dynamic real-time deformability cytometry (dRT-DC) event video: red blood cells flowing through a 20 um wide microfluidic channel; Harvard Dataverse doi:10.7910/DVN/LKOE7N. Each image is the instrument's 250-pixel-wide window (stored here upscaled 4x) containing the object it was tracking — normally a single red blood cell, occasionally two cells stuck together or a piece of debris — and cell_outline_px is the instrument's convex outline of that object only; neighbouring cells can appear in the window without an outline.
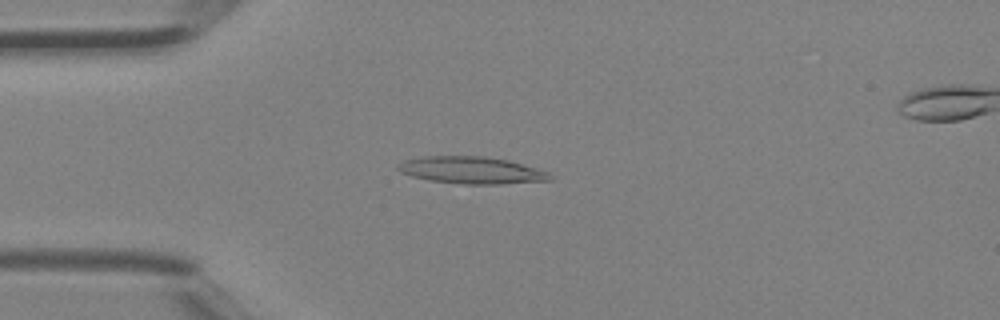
{"species": "Egyptian fruit bat (a non-hibernating species)", "species_latin": "Rousettus aegyptiacus", "temperature_condition": "room temperature", "stored_images_in_passage": 34, "camera_frame_rate_fps": 3000, "um_per_image_px": 0.085, "animal": {"sex": "female"}, "frame": {"image": 1, "passage_image": 4, "time_ms": 1.0, "image_size_px": [1000, 320], "cell_outline_px": [[552, 180], [504, 184], [464, 184], [428, 180], [412, 176], [400, 172], [396, 168], [396, 164], [404, 160], [424, 156], [484, 156], [508, 160], [536, 168], [548, 172], [552, 176]], "centroid_in_image_um": [40.06, 14.47], "position_along_channel_um": 44.9, "area_um2": 24.04}}
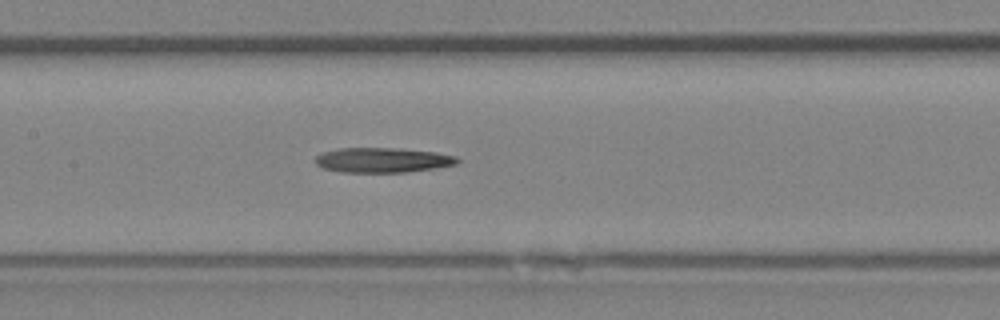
{"frame": {"image": 2, "passage_image": 13, "time_ms": 4.0, "image_size_px": [1000, 320], "cell_outline_px": [[460, 160], [456, 164], [408, 172], [344, 172], [324, 168], [316, 164], [316, 156], [320, 152], [340, 148], [400, 148], [436, 152], [456, 156]], "centroid_in_image_um": [32.51, 13.59], "position_along_channel_um": 174.9, "area_um2": 20.52}}
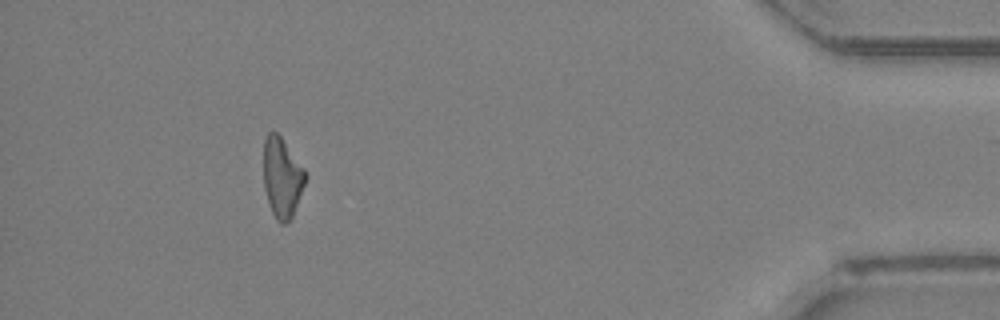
{"frame": {"image": 3, "passage_image": 31, "time_ms": 10.0, "image_size_px": [1000, 320], "cell_outline_px": [[308, 176], [292, 220], [284, 224], [280, 224], [276, 220], [272, 212], [264, 188], [264, 140], [268, 132], [272, 128], [280, 136], [304, 168]], "centroid_in_image_um": [23.99, 15.12], "position_along_channel_um": 411.2, "area_um2": 19.77}}